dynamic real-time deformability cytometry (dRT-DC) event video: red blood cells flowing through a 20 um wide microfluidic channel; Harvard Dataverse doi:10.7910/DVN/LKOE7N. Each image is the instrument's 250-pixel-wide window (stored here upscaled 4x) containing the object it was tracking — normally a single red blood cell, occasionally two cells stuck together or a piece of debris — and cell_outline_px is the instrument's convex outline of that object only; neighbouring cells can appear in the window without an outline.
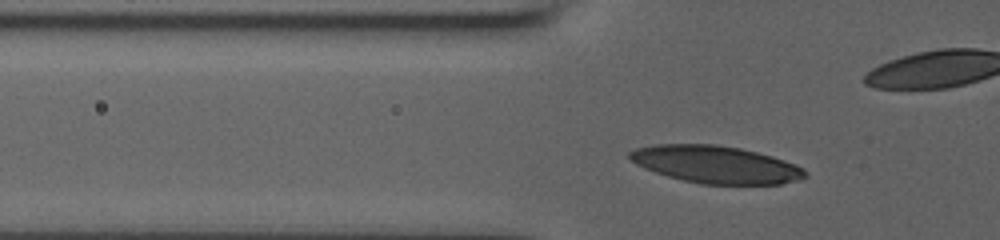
{"species": "human", "species_latin": "Homo sapiens", "temperature_condition": "room temperature", "stored_images_in_passage": 32, "camera_frame_rate_fps": 3000, "um_per_image_px": 0.085, "donor": {"sex": "male"}, "frame": {"image": 1, "passage_image": 3, "time_ms": 0.667, "image_size_px": [1000, 240], "cell_outline_px": [[808, 176], [796, 180], [780, 184], [704, 184], [684, 180], [668, 176], [644, 168], [636, 164], [628, 156], [628, 152], [636, 148], [652, 144], [716, 144], [740, 148], [772, 156], [796, 164], [804, 168], [808, 172]], "centroid_in_image_um": [60.85, 13.97], "position_along_channel_um": 64.9, "area_um2": 38.21}}
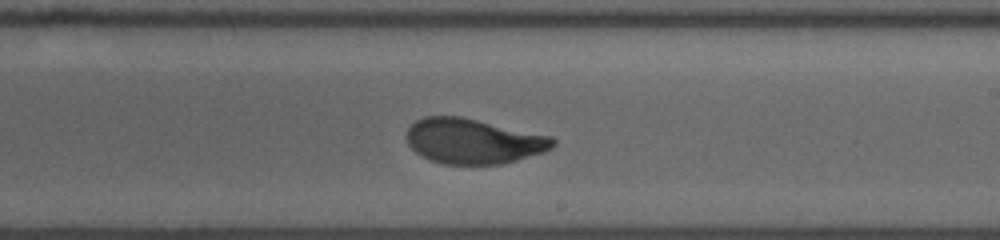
{"frame": {"image": 2, "passage_image": 18, "time_ms": 5.667, "image_size_px": [1000, 240], "cell_outline_px": [[556, 144], [552, 148], [544, 152], [516, 160], [500, 164], [444, 164], [428, 160], [420, 156], [408, 144], [408, 128], [416, 120], [424, 116], [460, 116], [552, 136], [556, 140]], "centroid_in_image_um": [40.24, 12.0], "position_along_channel_um": 248.8, "area_um2": 38.49}}
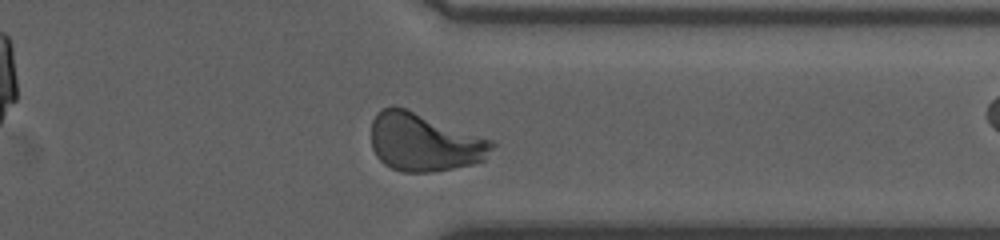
{"frame": {"image": 3, "passage_image": 28, "time_ms": 9.0, "image_size_px": [1000, 240], "cell_outline_px": [[496, 144], [484, 160], [472, 164], [432, 172], [404, 172], [392, 168], [384, 164], [376, 156], [372, 148], [372, 120], [376, 112], [392, 104], [404, 108], [492, 140]], "centroid_in_image_um": [36.03, 12.09], "position_along_channel_um": 375.4, "area_um2": 40.58}}